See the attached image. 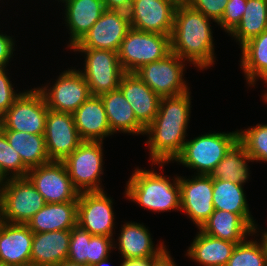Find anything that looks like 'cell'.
Wrapping results in <instances>:
<instances>
[{
	"mask_svg": "<svg viewBox=\"0 0 267 266\" xmlns=\"http://www.w3.org/2000/svg\"><path fill=\"white\" fill-rule=\"evenodd\" d=\"M155 266H177L166 248L157 256Z\"/></svg>",
	"mask_w": 267,
	"mask_h": 266,
	"instance_id": "44",
	"label": "cell"
},
{
	"mask_svg": "<svg viewBox=\"0 0 267 266\" xmlns=\"http://www.w3.org/2000/svg\"><path fill=\"white\" fill-rule=\"evenodd\" d=\"M85 54L84 72L80 73L87 81L93 96H101L119 89L120 80L125 73L119 62L117 52L103 49H73Z\"/></svg>",
	"mask_w": 267,
	"mask_h": 266,
	"instance_id": "9",
	"label": "cell"
},
{
	"mask_svg": "<svg viewBox=\"0 0 267 266\" xmlns=\"http://www.w3.org/2000/svg\"><path fill=\"white\" fill-rule=\"evenodd\" d=\"M71 230L34 233L32 240L31 264L57 266L67 260Z\"/></svg>",
	"mask_w": 267,
	"mask_h": 266,
	"instance_id": "21",
	"label": "cell"
},
{
	"mask_svg": "<svg viewBox=\"0 0 267 266\" xmlns=\"http://www.w3.org/2000/svg\"><path fill=\"white\" fill-rule=\"evenodd\" d=\"M72 115L82 141L103 142L113 134L100 96L91 95Z\"/></svg>",
	"mask_w": 267,
	"mask_h": 266,
	"instance_id": "20",
	"label": "cell"
},
{
	"mask_svg": "<svg viewBox=\"0 0 267 266\" xmlns=\"http://www.w3.org/2000/svg\"><path fill=\"white\" fill-rule=\"evenodd\" d=\"M181 209L200 229L214 212L213 178L197 174L192 179L179 177Z\"/></svg>",
	"mask_w": 267,
	"mask_h": 266,
	"instance_id": "16",
	"label": "cell"
},
{
	"mask_svg": "<svg viewBox=\"0 0 267 266\" xmlns=\"http://www.w3.org/2000/svg\"><path fill=\"white\" fill-rule=\"evenodd\" d=\"M264 100H265V102L267 101V92L264 94Z\"/></svg>",
	"mask_w": 267,
	"mask_h": 266,
	"instance_id": "50",
	"label": "cell"
},
{
	"mask_svg": "<svg viewBox=\"0 0 267 266\" xmlns=\"http://www.w3.org/2000/svg\"><path fill=\"white\" fill-rule=\"evenodd\" d=\"M247 161H253L246 152L245 146L238 140L227 152L226 156L214 168L210 176L213 179L229 180L244 184L250 173Z\"/></svg>",
	"mask_w": 267,
	"mask_h": 266,
	"instance_id": "31",
	"label": "cell"
},
{
	"mask_svg": "<svg viewBox=\"0 0 267 266\" xmlns=\"http://www.w3.org/2000/svg\"><path fill=\"white\" fill-rule=\"evenodd\" d=\"M199 230L233 243H241L247 239L246 235L254 234V229L239 214L223 210H214Z\"/></svg>",
	"mask_w": 267,
	"mask_h": 266,
	"instance_id": "26",
	"label": "cell"
},
{
	"mask_svg": "<svg viewBox=\"0 0 267 266\" xmlns=\"http://www.w3.org/2000/svg\"><path fill=\"white\" fill-rule=\"evenodd\" d=\"M0 168L9 178L27 177L29 168L22 162L20 155L8 143L5 134L0 130Z\"/></svg>",
	"mask_w": 267,
	"mask_h": 266,
	"instance_id": "35",
	"label": "cell"
},
{
	"mask_svg": "<svg viewBox=\"0 0 267 266\" xmlns=\"http://www.w3.org/2000/svg\"><path fill=\"white\" fill-rule=\"evenodd\" d=\"M185 61L170 52L163 59L142 66L135 74L160 97L181 95L189 91L183 79Z\"/></svg>",
	"mask_w": 267,
	"mask_h": 266,
	"instance_id": "10",
	"label": "cell"
},
{
	"mask_svg": "<svg viewBox=\"0 0 267 266\" xmlns=\"http://www.w3.org/2000/svg\"><path fill=\"white\" fill-rule=\"evenodd\" d=\"M33 234L26 224L3 222L0 227V263L11 266L31 264Z\"/></svg>",
	"mask_w": 267,
	"mask_h": 266,
	"instance_id": "19",
	"label": "cell"
},
{
	"mask_svg": "<svg viewBox=\"0 0 267 266\" xmlns=\"http://www.w3.org/2000/svg\"><path fill=\"white\" fill-rule=\"evenodd\" d=\"M177 2H186L187 0H176Z\"/></svg>",
	"mask_w": 267,
	"mask_h": 266,
	"instance_id": "52",
	"label": "cell"
},
{
	"mask_svg": "<svg viewBox=\"0 0 267 266\" xmlns=\"http://www.w3.org/2000/svg\"><path fill=\"white\" fill-rule=\"evenodd\" d=\"M243 185L229 180L213 179V206L215 210L239 214L254 229V233H257V226L250 214Z\"/></svg>",
	"mask_w": 267,
	"mask_h": 266,
	"instance_id": "28",
	"label": "cell"
},
{
	"mask_svg": "<svg viewBox=\"0 0 267 266\" xmlns=\"http://www.w3.org/2000/svg\"><path fill=\"white\" fill-rule=\"evenodd\" d=\"M113 200L104 191L80 192L77 226L91 235L113 238Z\"/></svg>",
	"mask_w": 267,
	"mask_h": 266,
	"instance_id": "14",
	"label": "cell"
},
{
	"mask_svg": "<svg viewBox=\"0 0 267 266\" xmlns=\"http://www.w3.org/2000/svg\"><path fill=\"white\" fill-rule=\"evenodd\" d=\"M46 204L28 177L9 178L0 195L3 220L11 224H27Z\"/></svg>",
	"mask_w": 267,
	"mask_h": 266,
	"instance_id": "6",
	"label": "cell"
},
{
	"mask_svg": "<svg viewBox=\"0 0 267 266\" xmlns=\"http://www.w3.org/2000/svg\"><path fill=\"white\" fill-rule=\"evenodd\" d=\"M239 141L253 161H267V124L239 131Z\"/></svg>",
	"mask_w": 267,
	"mask_h": 266,
	"instance_id": "34",
	"label": "cell"
},
{
	"mask_svg": "<svg viewBox=\"0 0 267 266\" xmlns=\"http://www.w3.org/2000/svg\"><path fill=\"white\" fill-rule=\"evenodd\" d=\"M50 161H63L83 142L73 115L48 109L44 133Z\"/></svg>",
	"mask_w": 267,
	"mask_h": 266,
	"instance_id": "17",
	"label": "cell"
},
{
	"mask_svg": "<svg viewBox=\"0 0 267 266\" xmlns=\"http://www.w3.org/2000/svg\"><path fill=\"white\" fill-rule=\"evenodd\" d=\"M190 93L161 97L158 113L145 129L144 134L149 135L146 144L154 165L163 167L164 163L175 160L181 154L190 118Z\"/></svg>",
	"mask_w": 267,
	"mask_h": 266,
	"instance_id": "1",
	"label": "cell"
},
{
	"mask_svg": "<svg viewBox=\"0 0 267 266\" xmlns=\"http://www.w3.org/2000/svg\"><path fill=\"white\" fill-rule=\"evenodd\" d=\"M226 266H267V252L261 242L246 241L238 243Z\"/></svg>",
	"mask_w": 267,
	"mask_h": 266,
	"instance_id": "33",
	"label": "cell"
},
{
	"mask_svg": "<svg viewBox=\"0 0 267 266\" xmlns=\"http://www.w3.org/2000/svg\"><path fill=\"white\" fill-rule=\"evenodd\" d=\"M103 142L83 141L64 163L73 186L79 192L104 191L100 185L103 173Z\"/></svg>",
	"mask_w": 267,
	"mask_h": 266,
	"instance_id": "8",
	"label": "cell"
},
{
	"mask_svg": "<svg viewBox=\"0 0 267 266\" xmlns=\"http://www.w3.org/2000/svg\"><path fill=\"white\" fill-rule=\"evenodd\" d=\"M8 179H9V177H6L0 168V195H1V192H2L3 188L5 187Z\"/></svg>",
	"mask_w": 267,
	"mask_h": 266,
	"instance_id": "45",
	"label": "cell"
},
{
	"mask_svg": "<svg viewBox=\"0 0 267 266\" xmlns=\"http://www.w3.org/2000/svg\"><path fill=\"white\" fill-rule=\"evenodd\" d=\"M37 88L43 95L48 109L73 114L92 94L87 81L78 70L61 73L53 87Z\"/></svg>",
	"mask_w": 267,
	"mask_h": 266,
	"instance_id": "13",
	"label": "cell"
},
{
	"mask_svg": "<svg viewBox=\"0 0 267 266\" xmlns=\"http://www.w3.org/2000/svg\"><path fill=\"white\" fill-rule=\"evenodd\" d=\"M0 69V117L12 106L13 102L21 95L14 92L13 85L5 72Z\"/></svg>",
	"mask_w": 267,
	"mask_h": 266,
	"instance_id": "40",
	"label": "cell"
},
{
	"mask_svg": "<svg viewBox=\"0 0 267 266\" xmlns=\"http://www.w3.org/2000/svg\"><path fill=\"white\" fill-rule=\"evenodd\" d=\"M261 239L267 252V232L264 231V233H262Z\"/></svg>",
	"mask_w": 267,
	"mask_h": 266,
	"instance_id": "47",
	"label": "cell"
},
{
	"mask_svg": "<svg viewBox=\"0 0 267 266\" xmlns=\"http://www.w3.org/2000/svg\"><path fill=\"white\" fill-rule=\"evenodd\" d=\"M238 140V130L230 133L204 134L185 141L183 150L175 161L191 169H197L196 174L210 175Z\"/></svg>",
	"mask_w": 267,
	"mask_h": 266,
	"instance_id": "4",
	"label": "cell"
},
{
	"mask_svg": "<svg viewBox=\"0 0 267 266\" xmlns=\"http://www.w3.org/2000/svg\"><path fill=\"white\" fill-rule=\"evenodd\" d=\"M117 240L123 259L157 257L165 249L162 243L154 248L149 230L135 222L125 223Z\"/></svg>",
	"mask_w": 267,
	"mask_h": 266,
	"instance_id": "24",
	"label": "cell"
},
{
	"mask_svg": "<svg viewBox=\"0 0 267 266\" xmlns=\"http://www.w3.org/2000/svg\"><path fill=\"white\" fill-rule=\"evenodd\" d=\"M27 177L46 203L78 201L80 192L73 186L62 161H50L30 168Z\"/></svg>",
	"mask_w": 267,
	"mask_h": 266,
	"instance_id": "11",
	"label": "cell"
},
{
	"mask_svg": "<svg viewBox=\"0 0 267 266\" xmlns=\"http://www.w3.org/2000/svg\"><path fill=\"white\" fill-rule=\"evenodd\" d=\"M78 201L47 203L26 224L33 233L71 230L77 226Z\"/></svg>",
	"mask_w": 267,
	"mask_h": 266,
	"instance_id": "23",
	"label": "cell"
},
{
	"mask_svg": "<svg viewBox=\"0 0 267 266\" xmlns=\"http://www.w3.org/2000/svg\"><path fill=\"white\" fill-rule=\"evenodd\" d=\"M119 89L134 111L137 121L146 129L155 119L161 97L135 73L125 72Z\"/></svg>",
	"mask_w": 267,
	"mask_h": 266,
	"instance_id": "18",
	"label": "cell"
},
{
	"mask_svg": "<svg viewBox=\"0 0 267 266\" xmlns=\"http://www.w3.org/2000/svg\"><path fill=\"white\" fill-rule=\"evenodd\" d=\"M246 4L247 0H229L223 17L217 24L230 34L240 23L246 10Z\"/></svg>",
	"mask_w": 267,
	"mask_h": 266,
	"instance_id": "37",
	"label": "cell"
},
{
	"mask_svg": "<svg viewBox=\"0 0 267 266\" xmlns=\"http://www.w3.org/2000/svg\"><path fill=\"white\" fill-rule=\"evenodd\" d=\"M91 234L76 226L71 229L67 260L89 266V244Z\"/></svg>",
	"mask_w": 267,
	"mask_h": 266,
	"instance_id": "36",
	"label": "cell"
},
{
	"mask_svg": "<svg viewBox=\"0 0 267 266\" xmlns=\"http://www.w3.org/2000/svg\"><path fill=\"white\" fill-rule=\"evenodd\" d=\"M170 52V36L131 28L117 54L124 72L135 73L142 66L161 60Z\"/></svg>",
	"mask_w": 267,
	"mask_h": 266,
	"instance_id": "5",
	"label": "cell"
},
{
	"mask_svg": "<svg viewBox=\"0 0 267 266\" xmlns=\"http://www.w3.org/2000/svg\"><path fill=\"white\" fill-rule=\"evenodd\" d=\"M24 266H37V265L29 264V265H24Z\"/></svg>",
	"mask_w": 267,
	"mask_h": 266,
	"instance_id": "53",
	"label": "cell"
},
{
	"mask_svg": "<svg viewBox=\"0 0 267 266\" xmlns=\"http://www.w3.org/2000/svg\"><path fill=\"white\" fill-rule=\"evenodd\" d=\"M237 244L200 230L187 250V256L203 266H226Z\"/></svg>",
	"mask_w": 267,
	"mask_h": 266,
	"instance_id": "27",
	"label": "cell"
},
{
	"mask_svg": "<svg viewBox=\"0 0 267 266\" xmlns=\"http://www.w3.org/2000/svg\"><path fill=\"white\" fill-rule=\"evenodd\" d=\"M157 257L124 259L120 266H155Z\"/></svg>",
	"mask_w": 267,
	"mask_h": 266,
	"instance_id": "43",
	"label": "cell"
},
{
	"mask_svg": "<svg viewBox=\"0 0 267 266\" xmlns=\"http://www.w3.org/2000/svg\"><path fill=\"white\" fill-rule=\"evenodd\" d=\"M107 10H121L128 12L133 0H102Z\"/></svg>",
	"mask_w": 267,
	"mask_h": 266,
	"instance_id": "42",
	"label": "cell"
},
{
	"mask_svg": "<svg viewBox=\"0 0 267 266\" xmlns=\"http://www.w3.org/2000/svg\"><path fill=\"white\" fill-rule=\"evenodd\" d=\"M0 266H11V265H7L5 263H0Z\"/></svg>",
	"mask_w": 267,
	"mask_h": 266,
	"instance_id": "51",
	"label": "cell"
},
{
	"mask_svg": "<svg viewBox=\"0 0 267 266\" xmlns=\"http://www.w3.org/2000/svg\"><path fill=\"white\" fill-rule=\"evenodd\" d=\"M48 107L42 93L34 88L23 92L1 116L0 130L44 135Z\"/></svg>",
	"mask_w": 267,
	"mask_h": 266,
	"instance_id": "7",
	"label": "cell"
},
{
	"mask_svg": "<svg viewBox=\"0 0 267 266\" xmlns=\"http://www.w3.org/2000/svg\"><path fill=\"white\" fill-rule=\"evenodd\" d=\"M112 133L143 134L145 128L137 121L134 111L120 89L100 96Z\"/></svg>",
	"mask_w": 267,
	"mask_h": 266,
	"instance_id": "25",
	"label": "cell"
},
{
	"mask_svg": "<svg viewBox=\"0 0 267 266\" xmlns=\"http://www.w3.org/2000/svg\"><path fill=\"white\" fill-rule=\"evenodd\" d=\"M264 30H267V0H247L240 23L229 35L242 46Z\"/></svg>",
	"mask_w": 267,
	"mask_h": 266,
	"instance_id": "32",
	"label": "cell"
},
{
	"mask_svg": "<svg viewBox=\"0 0 267 266\" xmlns=\"http://www.w3.org/2000/svg\"><path fill=\"white\" fill-rule=\"evenodd\" d=\"M177 4L176 0H133L128 11L131 28L171 37Z\"/></svg>",
	"mask_w": 267,
	"mask_h": 266,
	"instance_id": "15",
	"label": "cell"
},
{
	"mask_svg": "<svg viewBox=\"0 0 267 266\" xmlns=\"http://www.w3.org/2000/svg\"><path fill=\"white\" fill-rule=\"evenodd\" d=\"M171 183L170 178L136 168L126 186V197L155 212L181 209L179 176Z\"/></svg>",
	"mask_w": 267,
	"mask_h": 266,
	"instance_id": "3",
	"label": "cell"
},
{
	"mask_svg": "<svg viewBox=\"0 0 267 266\" xmlns=\"http://www.w3.org/2000/svg\"><path fill=\"white\" fill-rule=\"evenodd\" d=\"M67 26L71 36L70 49L91 29L106 10L102 0H64Z\"/></svg>",
	"mask_w": 267,
	"mask_h": 266,
	"instance_id": "22",
	"label": "cell"
},
{
	"mask_svg": "<svg viewBox=\"0 0 267 266\" xmlns=\"http://www.w3.org/2000/svg\"><path fill=\"white\" fill-rule=\"evenodd\" d=\"M113 244L111 237L92 235L89 244V266L109 258L111 248H116Z\"/></svg>",
	"mask_w": 267,
	"mask_h": 266,
	"instance_id": "39",
	"label": "cell"
},
{
	"mask_svg": "<svg viewBox=\"0 0 267 266\" xmlns=\"http://www.w3.org/2000/svg\"><path fill=\"white\" fill-rule=\"evenodd\" d=\"M14 42L10 36L0 34V69H5L14 51Z\"/></svg>",
	"mask_w": 267,
	"mask_h": 266,
	"instance_id": "41",
	"label": "cell"
},
{
	"mask_svg": "<svg viewBox=\"0 0 267 266\" xmlns=\"http://www.w3.org/2000/svg\"><path fill=\"white\" fill-rule=\"evenodd\" d=\"M229 0H187L186 3L200 11L214 22H219L223 17Z\"/></svg>",
	"mask_w": 267,
	"mask_h": 266,
	"instance_id": "38",
	"label": "cell"
},
{
	"mask_svg": "<svg viewBox=\"0 0 267 266\" xmlns=\"http://www.w3.org/2000/svg\"><path fill=\"white\" fill-rule=\"evenodd\" d=\"M108 263V258L101 260L99 263H96L94 266H106Z\"/></svg>",
	"mask_w": 267,
	"mask_h": 266,
	"instance_id": "48",
	"label": "cell"
},
{
	"mask_svg": "<svg viewBox=\"0 0 267 266\" xmlns=\"http://www.w3.org/2000/svg\"><path fill=\"white\" fill-rule=\"evenodd\" d=\"M209 21L211 18L186 2H178L170 37L171 52L200 69L213 65L215 54Z\"/></svg>",
	"mask_w": 267,
	"mask_h": 266,
	"instance_id": "2",
	"label": "cell"
},
{
	"mask_svg": "<svg viewBox=\"0 0 267 266\" xmlns=\"http://www.w3.org/2000/svg\"><path fill=\"white\" fill-rule=\"evenodd\" d=\"M240 47V63L248 83L253 86L258 78L267 83V30Z\"/></svg>",
	"mask_w": 267,
	"mask_h": 266,
	"instance_id": "30",
	"label": "cell"
},
{
	"mask_svg": "<svg viewBox=\"0 0 267 266\" xmlns=\"http://www.w3.org/2000/svg\"><path fill=\"white\" fill-rule=\"evenodd\" d=\"M22 162L30 169L50 162L44 135L29 134L14 130H1Z\"/></svg>",
	"mask_w": 267,
	"mask_h": 266,
	"instance_id": "29",
	"label": "cell"
},
{
	"mask_svg": "<svg viewBox=\"0 0 267 266\" xmlns=\"http://www.w3.org/2000/svg\"><path fill=\"white\" fill-rule=\"evenodd\" d=\"M3 222H4L3 215H2V212H1V208H0V227H1Z\"/></svg>",
	"mask_w": 267,
	"mask_h": 266,
	"instance_id": "49",
	"label": "cell"
},
{
	"mask_svg": "<svg viewBox=\"0 0 267 266\" xmlns=\"http://www.w3.org/2000/svg\"><path fill=\"white\" fill-rule=\"evenodd\" d=\"M57 266H85V265L74 263L69 260H64L62 263L58 264Z\"/></svg>",
	"mask_w": 267,
	"mask_h": 266,
	"instance_id": "46",
	"label": "cell"
},
{
	"mask_svg": "<svg viewBox=\"0 0 267 266\" xmlns=\"http://www.w3.org/2000/svg\"><path fill=\"white\" fill-rule=\"evenodd\" d=\"M130 29L128 12L106 9L71 49H103L118 52L121 42Z\"/></svg>",
	"mask_w": 267,
	"mask_h": 266,
	"instance_id": "12",
	"label": "cell"
}]
</instances>
